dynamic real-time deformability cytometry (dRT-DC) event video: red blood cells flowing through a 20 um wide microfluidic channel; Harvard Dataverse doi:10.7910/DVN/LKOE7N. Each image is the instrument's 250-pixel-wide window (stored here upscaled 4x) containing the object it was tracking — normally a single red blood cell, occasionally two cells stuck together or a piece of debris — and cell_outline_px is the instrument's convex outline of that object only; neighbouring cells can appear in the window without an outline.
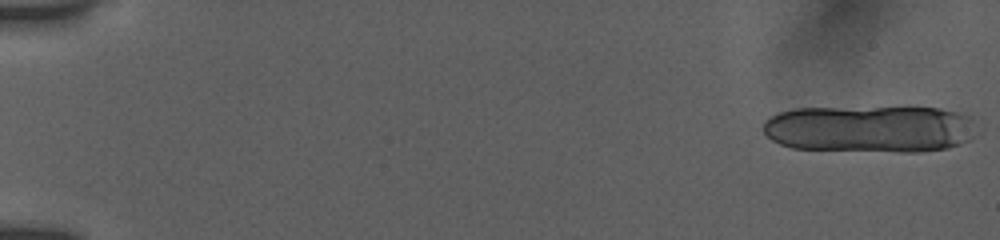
{"species": "human", "species_latin": "Homo sapiens", "temperature_condition": "room temperature", "stored_images_in_passage": 13, "camera_frame_rate_fps": 3000, "um_per_image_px": 0.085, "donor": {"sex": "female"}, "frame": {"image": 1, "passage_image": 1, "time_ms": 0.0, "image_size_px": [1000, 240], "cell_outline_px": [[984, 132], [980, 136], [960, 144], [948, 148], [920, 152], [900, 152], [792, 148], [780, 144], [772, 140], [764, 132], [764, 120], [780, 112], [796, 108], [940, 108], [972, 116], [984, 124]], "centroid_in_image_um": [74.16, 10.96], "position_along_channel_um": 10.8, "area_um2": 60.05}}